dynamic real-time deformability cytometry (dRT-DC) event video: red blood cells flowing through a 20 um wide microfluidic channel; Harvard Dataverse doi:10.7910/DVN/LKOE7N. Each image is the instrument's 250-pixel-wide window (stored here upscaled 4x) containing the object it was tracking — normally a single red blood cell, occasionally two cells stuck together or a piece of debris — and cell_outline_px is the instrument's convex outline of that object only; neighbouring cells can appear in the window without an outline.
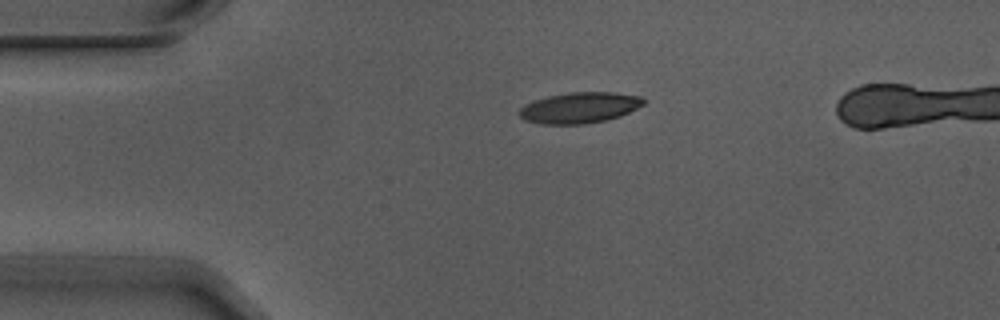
{"species": "Egyptian fruit bat (a non-hibernating species)", "species_latin": "Rousettus aegyptiacus", "temperature_condition": "warm", "stored_images_in_passage": 3, "camera_frame_rate_fps": 3000, "um_per_image_px": 0.085, "animal": {"sex": "male"}, "frame": {"image": 1, "passage_image": 1, "time_ms": 0.0, "image_size_px": [1000, 320], "cell_outline_px": [[644, 104], [620, 116], [608, 120], [588, 124], [540, 124], [524, 120], [520, 116], [520, 108], [524, 104], [548, 96], [568, 92], [616, 92], [640, 96], [644, 100]], "centroid_in_image_um": [49.26, 9.16], "position_along_channel_um": 35.7, "area_um2": 22.43}}